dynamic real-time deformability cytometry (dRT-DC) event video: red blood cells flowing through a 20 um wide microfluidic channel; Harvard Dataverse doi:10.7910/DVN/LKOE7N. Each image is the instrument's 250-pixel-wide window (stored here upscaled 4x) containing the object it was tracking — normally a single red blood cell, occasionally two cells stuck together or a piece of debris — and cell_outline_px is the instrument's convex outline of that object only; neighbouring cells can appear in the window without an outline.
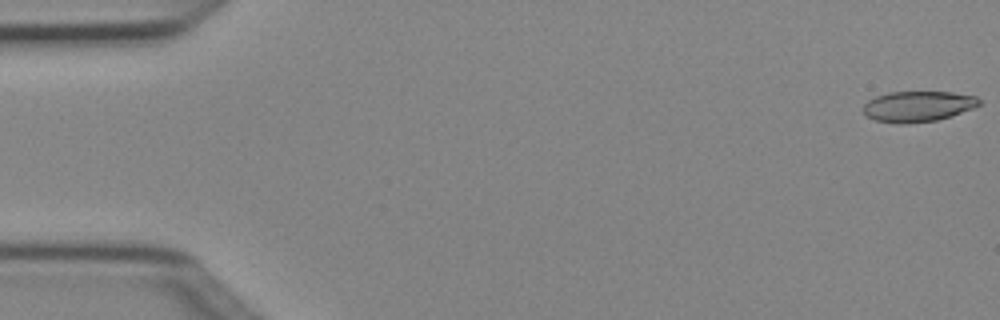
{"species": "Egyptian fruit bat (a non-hibernating species)", "species_latin": "Rousettus aegyptiacus", "temperature_condition": "cold", "stored_images_in_passage": 4, "camera_frame_rate_fps": 3000, "um_per_image_px": 0.085, "animal": {"sex": "female"}, "frame": {"image": 1, "passage_image": 1, "time_ms": 0.0, "image_size_px": [1000, 320], "cell_outline_px": [[980, 104], [972, 108], [936, 120], [904, 124], [900, 124], [876, 120], [864, 116], [864, 104], [868, 100], [876, 96], [888, 92], [952, 92], [976, 96], [980, 100]], "centroid_in_image_um": [77.98, 9.03], "position_along_channel_um": 7.0, "area_um2": 20.52}}
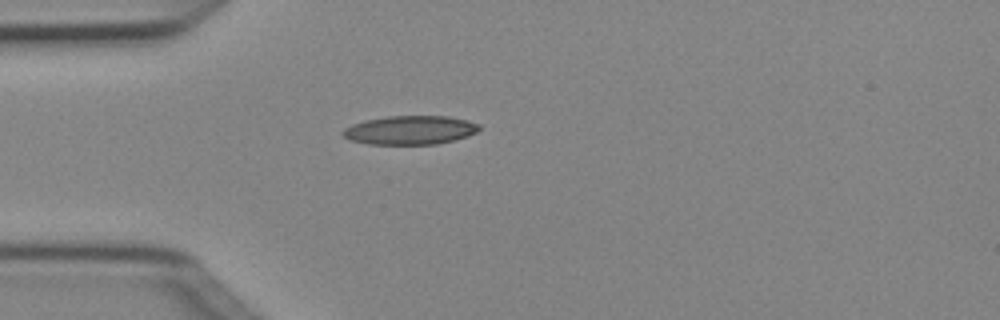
{"frame": {"image": 2, "passage_image": 4, "time_ms": 1.0, "image_size_px": [1000, 320], "cell_outline_px": [[480, 128], [476, 132], [468, 136], [436, 144], [368, 144], [348, 140], [340, 132], [344, 128], [352, 124], [368, 120], [388, 116], [448, 116], [468, 120], [480, 124]], "centroid_in_image_um": [34.85, 11.06], "position_along_channel_um": 50.1, "area_um2": 22.89}}